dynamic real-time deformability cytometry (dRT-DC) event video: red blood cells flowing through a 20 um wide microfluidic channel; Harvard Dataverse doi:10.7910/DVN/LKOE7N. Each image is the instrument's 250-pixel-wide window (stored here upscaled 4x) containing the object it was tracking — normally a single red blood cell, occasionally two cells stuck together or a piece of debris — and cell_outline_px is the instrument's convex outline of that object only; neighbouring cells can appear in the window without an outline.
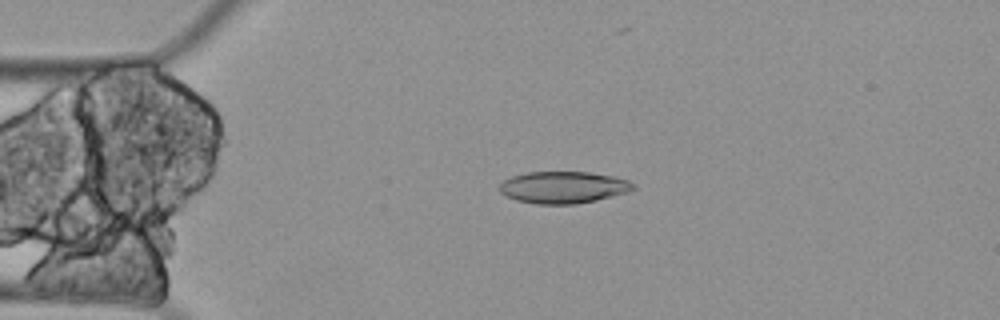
{"species": "Egyptian fruit bat (a non-hibernating species)", "species_latin": "Rousettus aegyptiacus", "temperature_condition": "cold", "stored_images_in_passage": 5, "camera_frame_rate_fps": 3000, "um_per_image_px": 0.085, "animal": {"sex": "female"}, "frame": {"image": 1, "passage_image": 4, "time_ms": 1.0, "image_size_px": [1000, 320], "cell_outline_px": [[636, 188], [628, 192], [596, 200], [576, 204], [536, 204], [516, 200], [500, 192], [500, 184], [504, 180], [512, 176], [528, 172], [588, 172], [612, 176], [628, 180], [636, 184]], "centroid_in_image_um": [47.91, 15.92], "position_along_channel_um": 37.1, "area_um2": 24.8}}